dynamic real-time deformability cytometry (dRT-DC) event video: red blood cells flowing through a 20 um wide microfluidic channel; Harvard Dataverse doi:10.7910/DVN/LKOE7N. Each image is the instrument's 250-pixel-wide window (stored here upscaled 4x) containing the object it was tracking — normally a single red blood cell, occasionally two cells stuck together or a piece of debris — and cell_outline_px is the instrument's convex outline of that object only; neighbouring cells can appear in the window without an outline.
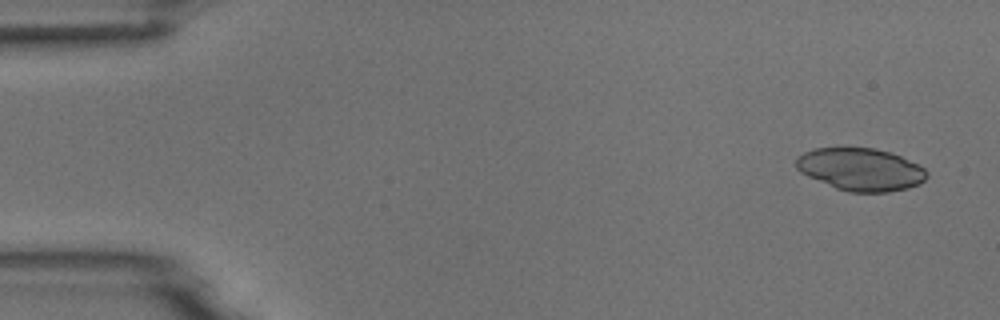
{"species": "common noctule bat (a hibernating species)", "species_latin": "Nyctalus noctula", "temperature_condition": "room temperature", "stored_images_in_passage": 6, "camera_frame_rate_fps": 3000, "um_per_image_px": 0.085, "animal": {"sex": "male", "body_mass_g": 18.8}, "frame": {"image": 1, "passage_image": 1, "time_ms": 0.0, "image_size_px": [1000, 320], "cell_outline_px": [[928, 176], [920, 184], [908, 188], [888, 192], [848, 192], [836, 188], [808, 176], [800, 172], [796, 168], [796, 160], [804, 152], [816, 148], [872, 148], [888, 152], [900, 156], [924, 168], [928, 172]], "centroid_in_image_um": [73.16, 14.41], "position_along_channel_um": 11.8, "area_um2": 32.14}}